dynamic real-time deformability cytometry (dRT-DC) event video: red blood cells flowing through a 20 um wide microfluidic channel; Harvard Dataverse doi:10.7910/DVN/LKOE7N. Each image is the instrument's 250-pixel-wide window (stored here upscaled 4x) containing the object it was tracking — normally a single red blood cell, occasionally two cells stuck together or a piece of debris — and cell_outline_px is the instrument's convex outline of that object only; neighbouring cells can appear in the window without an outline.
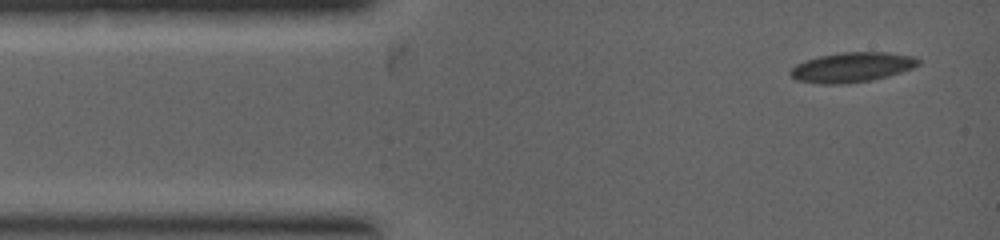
{"species": "common noctule bat (a hibernating species)", "species_latin": "Nyctalus noctula", "temperature_condition": "warm", "stored_images_in_passage": 40, "camera_frame_rate_fps": 5000, "um_per_image_px": 0.085, "animal": {"sex": "female", "body_mass_g": 19.0, "forearm_length_mm": 53.3}, "frame": {"image": 1, "passage_image": 1, "time_ms": 0.0, "image_size_px": [1000, 240], "cell_outline_px": [[920, 64], [912, 68], [888, 76], [872, 80], [848, 84], [820, 84], [796, 80], [788, 72], [796, 64], [820, 56], [844, 52], [888, 52], [916, 56], [920, 60]], "centroid_in_image_um": [72.44, 5.72], "position_along_channel_um": 12.6, "area_um2": 22.31}}
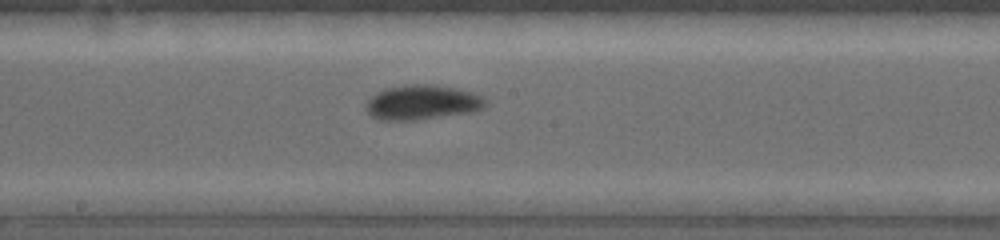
{"frame": {"image": 2, "passage_image": 19, "time_ms": 3.8, "image_size_px": [1000, 240], "cell_outline_px": [[488, 104], [484, 108], [476, 112], [420, 120], [380, 120], [372, 116], [364, 108], [364, 104], [376, 92], [388, 88], [404, 84], [436, 84], [456, 88], [472, 92], [484, 96], [488, 100]], "centroid_in_image_um": [35.95, 8.71], "position_along_channel_um": 212.3, "area_um2": 24.85}}
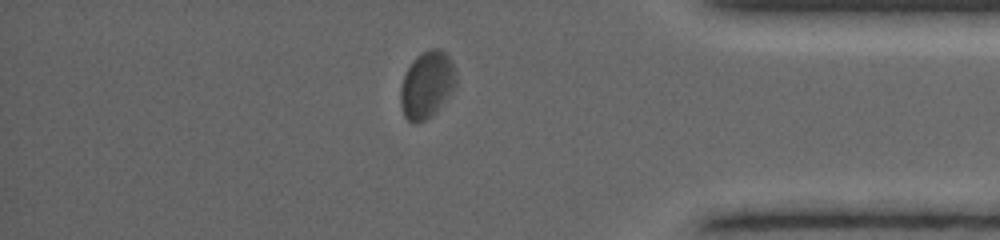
{"frame": {"image": 3, "passage_image": 34, "time_ms": 6.8, "image_size_px": [1000, 240], "cell_outline_px": [[456, 92], [436, 112], [424, 120], [416, 124], [412, 124], [404, 116], [400, 104], [400, 88], [404, 76], [412, 60], [416, 56], [432, 48], [440, 48], [452, 60], [456, 76]], "centroid_in_image_um": [36.32, 7.23], "position_along_channel_um": 398.9, "area_um2": 22.14}}